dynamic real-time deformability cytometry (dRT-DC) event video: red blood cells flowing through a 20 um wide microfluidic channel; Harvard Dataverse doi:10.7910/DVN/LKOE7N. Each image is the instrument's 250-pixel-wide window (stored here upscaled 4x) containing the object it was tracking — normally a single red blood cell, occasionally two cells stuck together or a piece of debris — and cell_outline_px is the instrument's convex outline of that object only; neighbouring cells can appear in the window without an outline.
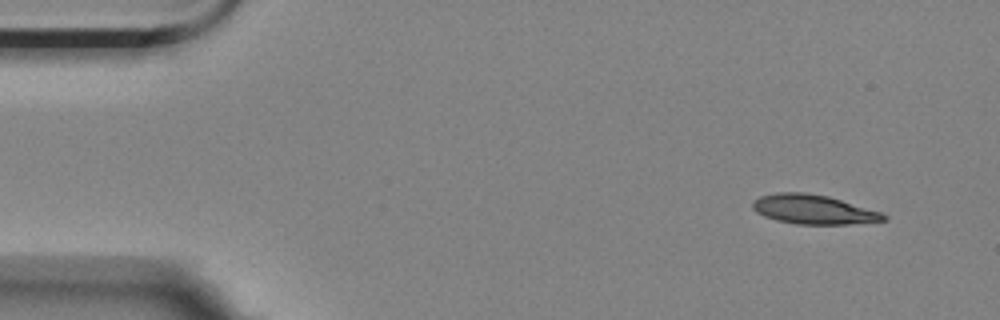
{"species": "Egyptian fruit bat (a non-hibernating species)", "species_latin": "Rousettus aegyptiacus", "temperature_condition": "room temperature", "stored_images_in_passage": 5, "camera_frame_rate_fps": 3000, "um_per_image_px": 0.085, "animal": {"sex": "female"}, "frame": {"image": 1, "passage_image": 1, "time_ms": 0.0, "image_size_px": [1000, 320], "cell_outline_px": [[888, 220], [848, 224], [796, 224], [776, 220], [764, 216], [756, 212], [752, 208], [752, 200], [760, 196], [776, 192], [804, 192], [828, 196], [880, 212], [888, 216]], "centroid_in_image_um": [69.1, 17.8], "position_along_channel_um": 15.9, "area_um2": 22.37}}
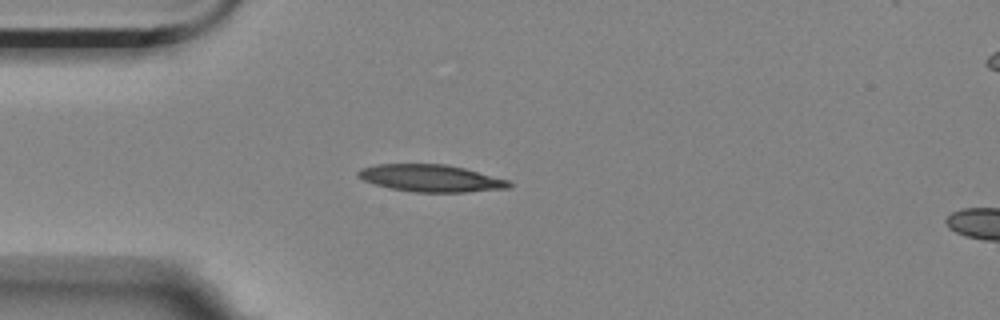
{"frame": {"image": 2, "passage_image": 4, "time_ms": 1.0, "image_size_px": [1000, 320], "cell_outline_px": [[512, 188], [464, 192], [412, 192], [392, 188], [376, 184], [364, 180], [356, 176], [356, 172], [360, 168], [376, 164], [448, 164], [464, 168], [508, 180], [512, 184]], "centroid_in_image_um": [36.62, 15.14], "position_along_channel_um": 48.4, "area_um2": 23.87}}